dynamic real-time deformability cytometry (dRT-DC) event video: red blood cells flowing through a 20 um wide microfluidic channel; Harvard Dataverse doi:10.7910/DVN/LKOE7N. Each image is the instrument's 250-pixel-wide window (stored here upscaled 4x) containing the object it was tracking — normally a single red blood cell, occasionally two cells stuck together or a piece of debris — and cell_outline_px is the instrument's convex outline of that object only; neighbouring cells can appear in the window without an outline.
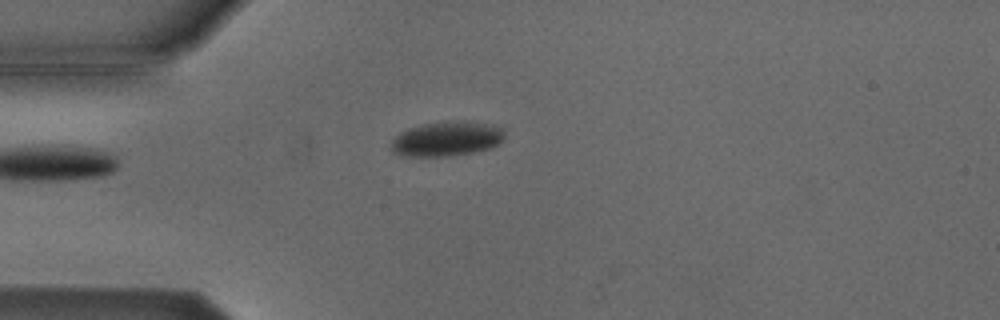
{"species": "Egyptian fruit bat (a non-hibernating species)", "species_latin": "Rousettus aegyptiacus", "temperature_condition": "cold", "stored_images_in_passage": 4, "camera_frame_rate_fps": 3000, "um_per_image_px": 0.085, "animal": {"sex": "male"}, "frame": {"image": 1, "passage_image": 1, "time_ms": 0.0, "image_size_px": [1000, 320], "cell_outline_px": [[504, 140], [500, 144], [488, 148], [472, 152], [448, 156], [400, 156], [392, 152], [392, 140], [400, 132], [408, 128], [424, 124], [448, 120], [468, 120], [492, 124], [500, 128], [504, 132]], "centroid_in_image_um": [37.98, 11.78], "position_along_channel_um": 47.0, "area_um2": 23.18}}
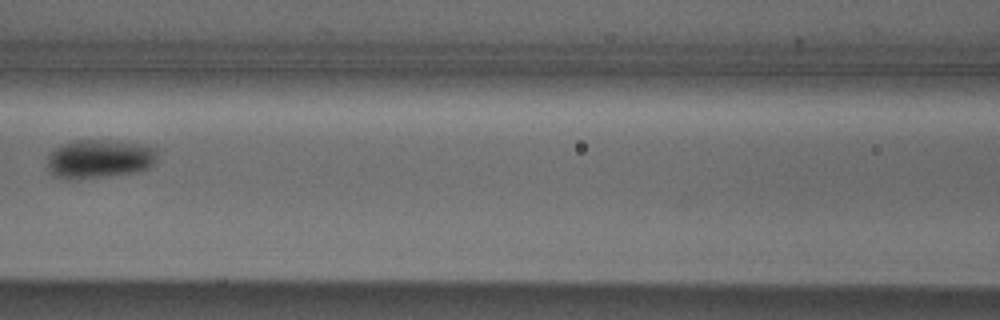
{"frame": {"image": 2, "passage_image": 4, "time_ms": 3.333, "image_size_px": [1000, 320], "cell_outline_px": [[156, 160], [148, 168], [136, 172], [76, 180], [68, 180], [52, 176], [48, 172], [48, 156], [56, 148], [72, 140], [100, 140], [140, 144], [156, 148]], "centroid_in_image_um": [8.4, 13.53], "position_along_channel_um": 158.2, "area_um2": 24.85}}